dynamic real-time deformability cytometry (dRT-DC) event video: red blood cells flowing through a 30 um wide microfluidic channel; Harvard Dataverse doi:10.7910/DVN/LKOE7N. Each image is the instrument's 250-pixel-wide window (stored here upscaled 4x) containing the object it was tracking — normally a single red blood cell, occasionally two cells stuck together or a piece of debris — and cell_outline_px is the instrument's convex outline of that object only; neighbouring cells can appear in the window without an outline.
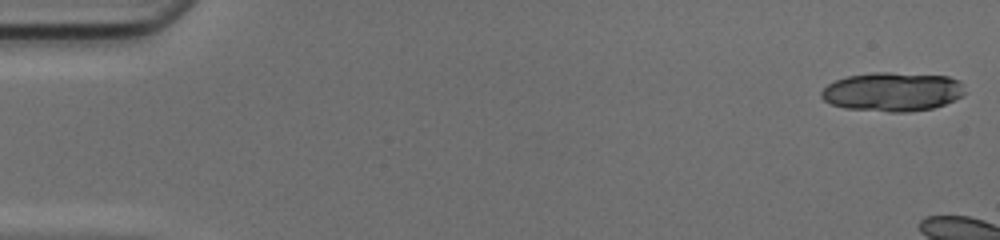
{"species": "common noctule bat (a hibernating species)", "species_latin": "Nyctalus noctula", "temperature_condition": "cold", "stored_images_in_passage": 7, "camera_frame_rate_fps": 3000, "um_per_image_px": 0.085, "animal": {"sex": "female", "body_mass_g": 17.0, "forearm_length_mm": 48.0}, "frame": {"image": 1, "passage_image": 1, "time_ms": 0.0, "image_size_px": [1000, 240], "cell_outline_px": [[964, 92], [960, 96], [944, 104], [932, 108], [908, 112], [888, 112], [844, 108], [832, 104], [824, 100], [820, 96], [820, 92], [828, 84], [836, 80], [848, 76], [876, 72], [888, 72], [948, 76], [960, 80]], "centroid_in_image_um": [75.83, 7.8], "position_along_channel_um": 9.2, "area_um2": 32.48}}